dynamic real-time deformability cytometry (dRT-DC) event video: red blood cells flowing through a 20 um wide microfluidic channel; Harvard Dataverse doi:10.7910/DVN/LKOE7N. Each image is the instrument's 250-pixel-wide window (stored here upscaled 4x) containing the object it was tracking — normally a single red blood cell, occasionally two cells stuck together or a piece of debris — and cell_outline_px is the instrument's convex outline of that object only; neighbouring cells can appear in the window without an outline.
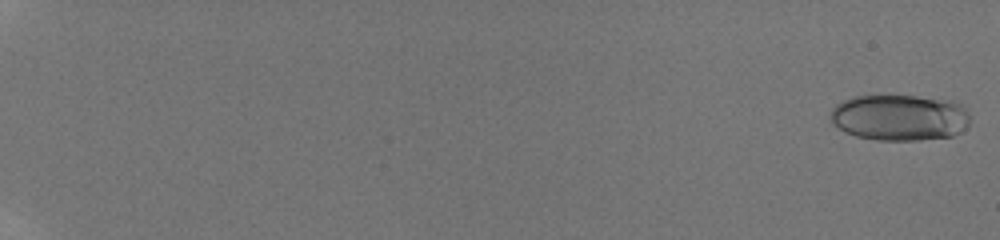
{"species": "human", "species_latin": "Homo sapiens", "temperature_condition": "room temperature", "stored_images_in_passage": 31, "camera_frame_rate_fps": 3000, "um_per_image_px": 0.085, "donor": {"sex": "male"}, "frame": {"image": 1, "passage_image": 1, "time_ms": 0.0, "image_size_px": [1000, 240], "cell_outline_px": [[968, 124], [960, 132], [952, 136], [920, 140], [876, 140], [856, 136], [844, 132], [832, 120], [828, 112], [836, 104], [844, 100], [856, 96], [916, 96], [956, 100], [964, 104], [968, 112]], "centroid_in_image_um": [76.5, 9.98], "position_along_channel_um": 8.5, "area_um2": 37.8}}
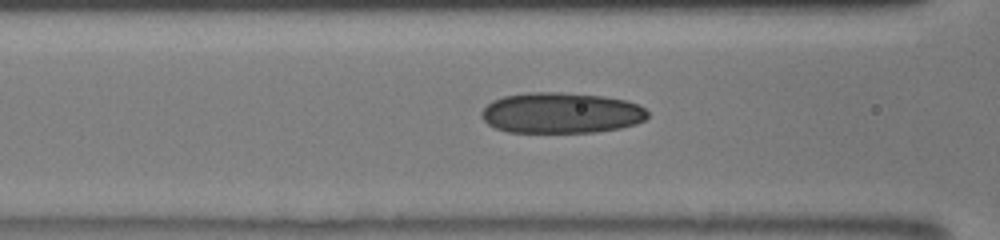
{"frame": {"image": 2, "passage_image": 27, "time_ms": 8.667, "image_size_px": [1000, 240], "cell_outline_px": [[648, 116], [644, 120], [636, 124], [620, 128], [596, 132], [508, 132], [496, 128], [488, 124], [480, 116], [480, 112], [492, 100], [504, 96], [528, 92], [560, 92], [604, 96], [628, 100], [644, 108], [648, 112]], "centroid_in_image_um": [47.7, 9.59], "position_along_channel_um": 118.9, "area_um2": 39.65}}
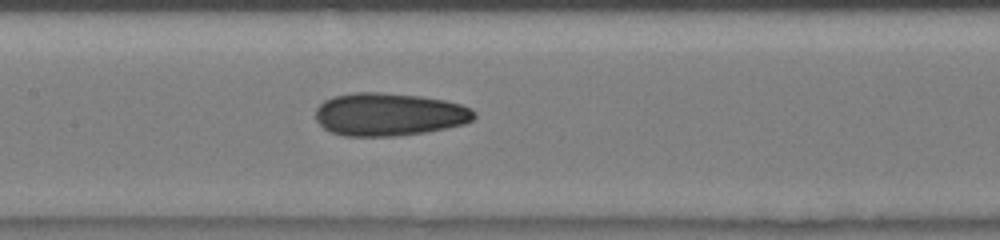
{"frame": {"image": 3, "passage_image": 31, "time_ms": 10.0, "image_size_px": [1000, 240], "cell_outline_px": [[476, 116], [472, 120], [464, 124], [424, 132], [396, 136], [344, 136], [332, 132], [324, 128], [316, 120], [316, 108], [324, 100], [332, 96], [352, 92], [380, 92], [420, 96], [444, 100], [460, 104], [472, 108], [476, 112]], "centroid_in_image_um": [33.06, 9.71], "position_along_channel_um": 174.3, "area_um2": 39.77}}